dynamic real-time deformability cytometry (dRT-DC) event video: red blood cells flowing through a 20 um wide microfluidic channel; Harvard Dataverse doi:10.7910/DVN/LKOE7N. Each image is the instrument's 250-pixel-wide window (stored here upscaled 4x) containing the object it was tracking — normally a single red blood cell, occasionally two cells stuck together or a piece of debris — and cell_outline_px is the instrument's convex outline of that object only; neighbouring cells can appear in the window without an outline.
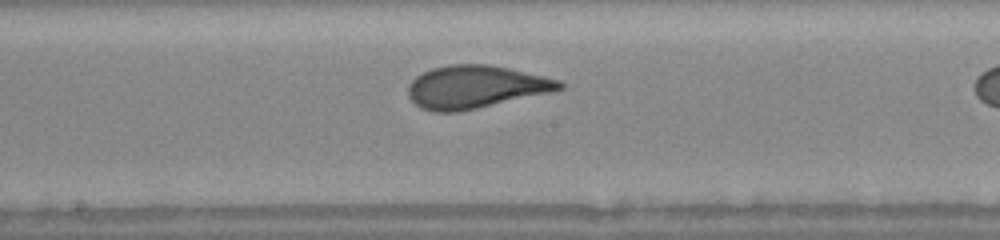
{"species": "human", "species_latin": "Homo sapiens", "temperature_condition": "warm", "stored_images_in_passage": 24, "camera_frame_rate_fps": 3000, "um_per_image_px": 0.085, "donor": {"sex": "female"}, "frame": {"image": 1, "passage_image": 11, "time_ms": 3.333, "image_size_px": [1000, 240], "cell_outline_px": [[564, 88], [552, 92], [476, 108], [456, 112], [432, 112], [420, 108], [408, 96], [408, 84], [416, 76], [432, 68], [448, 64], [492, 64], [544, 76], [560, 80], [564, 84]], "centroid_in_image_um": [40.41, 7.38], "position_along_channel_um": 207.8, "area_um2": 37.8}}